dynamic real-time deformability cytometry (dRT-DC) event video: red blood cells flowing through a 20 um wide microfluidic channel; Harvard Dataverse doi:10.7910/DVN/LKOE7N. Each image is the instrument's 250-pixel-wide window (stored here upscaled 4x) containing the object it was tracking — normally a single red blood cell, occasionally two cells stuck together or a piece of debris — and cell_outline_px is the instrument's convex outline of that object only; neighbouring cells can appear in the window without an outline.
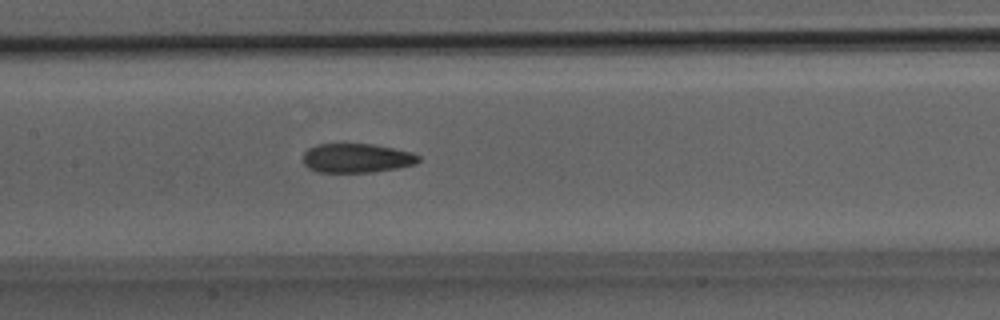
{"species": "Egyptian fruit bat (a non-hibernating species)", "species_latin": "Rousettus aegyptiacus", "temperature_condition": "room temperature", "stored_images_in_passage": 17, "camera_frame_rate_fps": 3000, "um_per_image_px": 0.085, "animal": {"sex": "male"}, "frame": {"image": 1, "passage_image": 15, "time_ms": 4.667, "image_size_px": [1000, 320], "cell_outline_px": [[420, 160], [416, 164], [396, 168], [372, 172], [316, 172], [308, 168], [304, 164], [304, 152], [308, 148], [316, 144], [372, 144], [412, 152], [420, 156]], "centroid_in_image_um": [30.31, 13.44], "position_along_channel_um": 177.1, "area_um2": 19.65}}
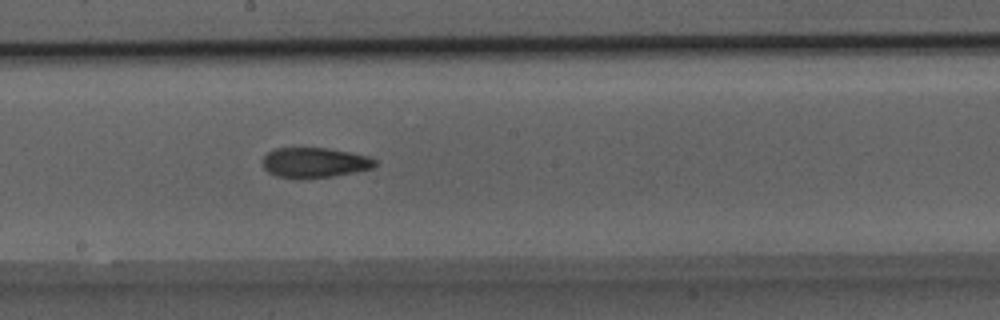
{"frame": {"image": 2, "passage_image": 17, "time_ms": 5.333, "image_size_px": [1000, 320], "cell_outline_px": [[376, 164], [372, 168], [332, 176], [300, 180], [276, 176], [268, 172], [264, 168], [264, 156], [268, 152], [276, 148], [328, 148], [368, 156], [376, 160]], "centroid_in_image_um": [26.71, 13.83], "position_along_channel_um": 221.5, "area_um2": 19.71}}